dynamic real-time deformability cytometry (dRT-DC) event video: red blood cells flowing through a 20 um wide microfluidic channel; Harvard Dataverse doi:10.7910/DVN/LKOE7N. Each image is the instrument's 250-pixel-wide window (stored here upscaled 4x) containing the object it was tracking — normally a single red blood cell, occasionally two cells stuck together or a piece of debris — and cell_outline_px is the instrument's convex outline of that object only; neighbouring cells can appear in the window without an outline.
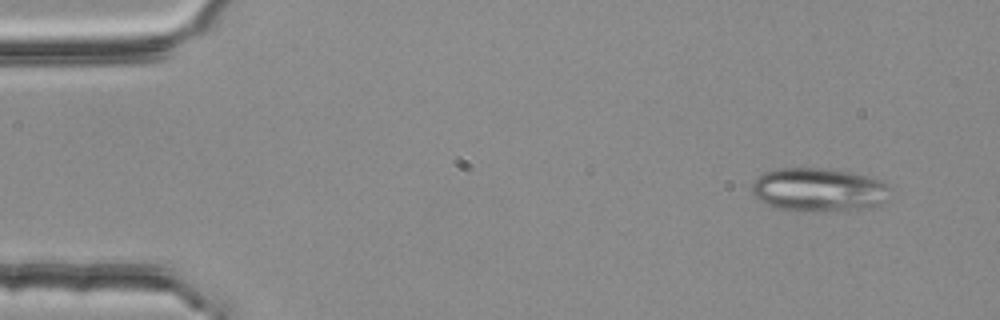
{"species": "common noctule bat (a hibernating species)", "species_latin": "Nyctalus noctula", "temperature_condition": "room temperature", "stored_images_in_passage": 3, "camera_frame_rate_fps": 3000, "um_per_image_px": 0.085, "animal": {"sex": "female", "body_mass_g": 25.1}, "frame": {"image": 1, "passage_image": 1, "time_ms": 0.0, "image_size_px": [1000, 320], "cell_outline_px": [[888, 200], [880, 204], [848, 212], [800, 212], [776, 208], [760, 200], [752, 192], [752, 180], [764, 172], [780, 168], [820, 168], [848, 172], [868, 176], [880, 180], [888, 184]], "centroid_in_image_um": [69.59, 16.16], "position_along_channel_um": 15.4, "area_um2": 35.66}}